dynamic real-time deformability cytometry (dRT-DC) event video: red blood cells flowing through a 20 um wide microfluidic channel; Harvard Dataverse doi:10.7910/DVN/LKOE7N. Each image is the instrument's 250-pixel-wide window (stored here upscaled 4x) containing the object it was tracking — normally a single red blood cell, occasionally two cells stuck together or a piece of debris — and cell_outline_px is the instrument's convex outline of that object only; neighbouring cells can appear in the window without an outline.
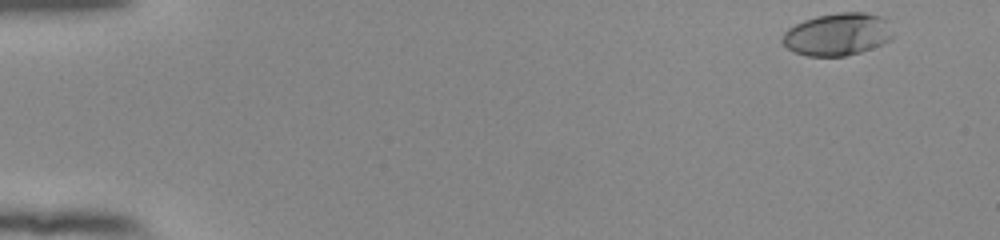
{"species": "human", "species_latin": "Homo sapiens", "temperature_condition": "room temperature", "stored_images_in_passage": 53, "camera_frame_rate_fps": 3000, "um_per_image_px": 0.085, "donor": {"sex": "female"}, "frame": {"image": 1, "passage_image": 2, "time_ms": 0.333, "image_size_px": [1000, 240], "cell_outline_px": [[892, 40], [872, 48], [860, 52], [844, 56], [808, 56], [792, 52], [784, 44], [784, 32], [788, 28], [804, 20], [816, 16], [840, 12], [864, 12], [884, 16], [888, 20], [892, 36]], "centroid_in_image_um": [71.22, 2.91], "position_along_channel_um": 13.8, "area_um2": 27.46}}
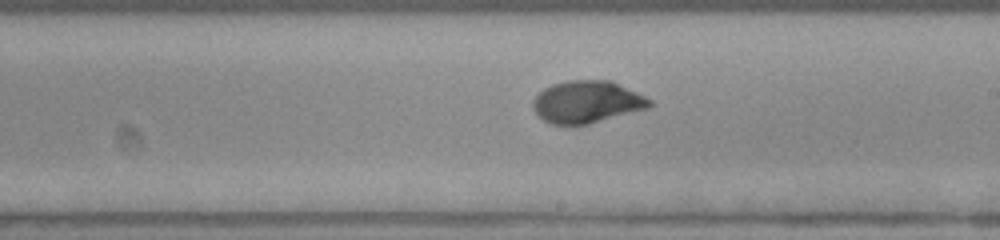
{"frame": {"image": 2, "passage_image": 31, "time_ms": 10.0, "image_size_px": [1000, 240], "cell_outline_px": [[652, 104], [648, 108], [588, 124], [548, 124], [536, 116], [532, 108], [532, 100], [544, 88], [552, 84], [568, 80], [612, 80], [652, 100]], "centroid_in_image_um": [49.84, 8.66], "position_along_channel_um": 239.2, "area_um2": 28.78}}
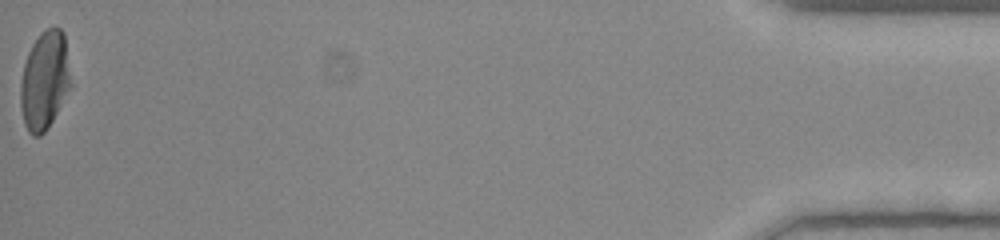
{"frame": {"image": 3, "passage_image": 53, "time_ms": 17.333, "image_size_px": [1000, 240], "cell_outline_px": [[68, 88], [48, 128], [40, 136], [32, 136], [28, 132], [24, 124], [20, 104], [20, 84], [24, 64], [28, 52], [32, 44], [48, 28], [56, 24], [64, 32], [68, 76]], "centroid_in_image_um": [3.73, 6.85], "position_along_channel_um": 431.5, "area_um2": 27.92}, "authors_computed_cell_mechanics": {"area_um2": 28.0908, "velocity_mm_per_s": 3.8514, "shape_relaxation_time_tau1_ms": 4.7404, "shape_relaxation_time_tau2_ms": 0.9947, "deformation_change_tau1": 0.1868, "deformation_change_tau2": 0.0443}}